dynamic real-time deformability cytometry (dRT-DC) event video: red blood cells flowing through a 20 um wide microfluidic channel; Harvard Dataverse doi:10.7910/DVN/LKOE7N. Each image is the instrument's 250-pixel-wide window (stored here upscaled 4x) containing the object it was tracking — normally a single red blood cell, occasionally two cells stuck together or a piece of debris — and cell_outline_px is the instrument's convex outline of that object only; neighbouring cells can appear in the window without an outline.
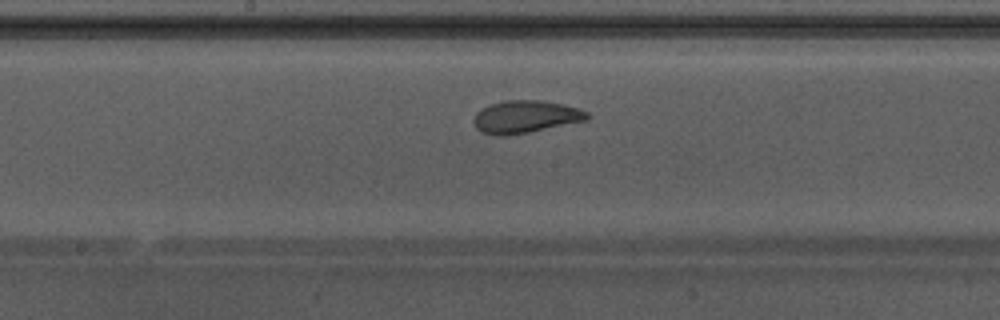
{"species": "Egyptian fruit bat (a non-hibernating species)", "species_latin": "Rousettus aegyptiacus", "temperature_condition": "warm", "stored_images_in_passage": 30, "camera_frame_rate_fps": 3000, "um_per_image_px": 0.085, "animal": {"sex": "male"}, "frame": {"image": 1, "passage_image": 18, "time_ms": 5.667, "image_size_px": [1000, 320], "cell_outline_px": [[592, 116], [588, 120], [528, 132], [504, 136], [480, 132], [476, 128], [472, 120], [476, 112], [488, 104], [504, 100], [540, 100], [564, 104], [580, 108], [588, 112]], "centroid_in_image_um": [44.68, 9.91], "position_along_channel_um": 203.5, "area_um2": 21.73}}